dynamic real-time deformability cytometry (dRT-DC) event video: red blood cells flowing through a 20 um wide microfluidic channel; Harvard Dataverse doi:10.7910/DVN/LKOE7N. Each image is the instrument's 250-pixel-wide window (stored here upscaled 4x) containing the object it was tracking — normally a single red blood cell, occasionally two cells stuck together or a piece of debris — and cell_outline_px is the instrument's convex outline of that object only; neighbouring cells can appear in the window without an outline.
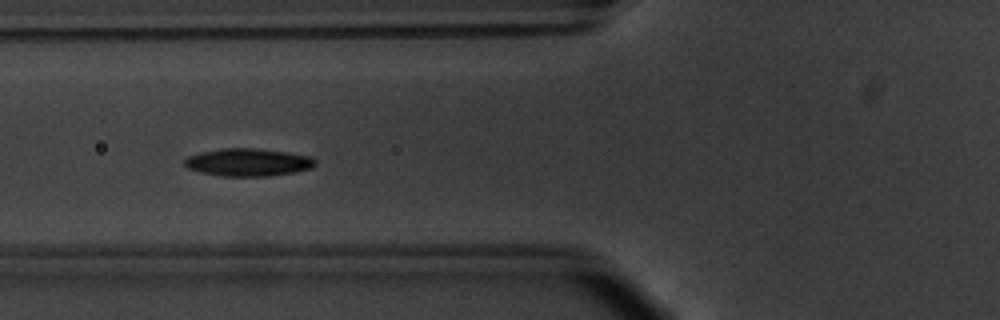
{"species": "common noctule bat (a hibernating species)", "species_latin": "Nyctalus noctula", "temperature_condition": "warm", "stored_images_in_passage": 12, "camera_frame_rate_fps": 3000, "um_per_image_px": 0.085, "animal": {"sex": "male", "body_mass_g": 20.1, "forearm_length_mm": 53.5}, "frame": {"image": 1, "passage_image": 6, "time_ms": 1.667, "image_size_px": [1000, 320], "cell_outline_px": [[316, 164], [312, 168], [292, 172], [268, 176], [220, 176], [188, 168], [184, 164], [184, 160], [188, 156], [200, 152], [220, 148], [256, 148], [312, 156], [316, 160]], "centroid_in_image_um": [21.09, 13.78], "position_along_channel_um": 104.7, "area_um2": 20.98}}